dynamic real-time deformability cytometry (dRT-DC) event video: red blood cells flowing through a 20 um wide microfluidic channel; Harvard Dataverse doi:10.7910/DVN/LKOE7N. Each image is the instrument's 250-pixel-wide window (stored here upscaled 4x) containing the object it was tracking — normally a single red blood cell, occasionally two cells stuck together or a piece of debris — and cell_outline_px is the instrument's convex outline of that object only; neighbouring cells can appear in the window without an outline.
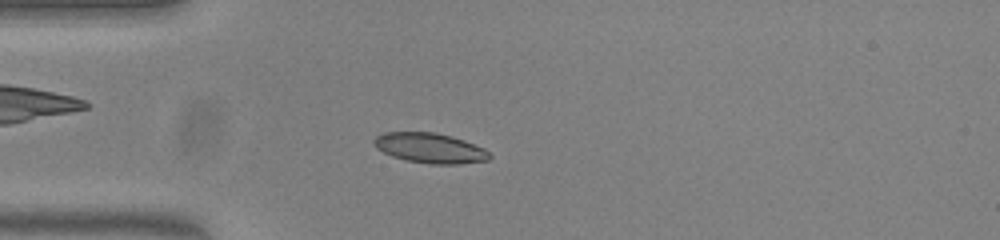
{"species": "common noctule bat (a hibernating species)", "species_latin": "Nyctalus noctula", "temperature_condition": "warm", "stored_images_in_passage": 52, "camera_frame_rate_fps": 3000, "um_per_image_px": 0.085, "animal": {"sex": "female", "body_mass_g": 23.0, "forearm_length_mm": 53.4}, "frame": {"image": 1, "passage_image": 13, "time_ms": 4.0, "image_size_px": [1000, 240], "cell_outline_px": [[492, 156], [488, 160], [456, 164], [432, 164], [404, 160], [392, 156], [376, 148], [372, 144], [372, 140], [376, 136], [384, 132], [432, 132], [452, 136], [464, 140], [484, 148]], "centroid_in_image_um": [36.52, 12.58], "position_along_channel_um": 48.5, "area_um2": 20.29}}
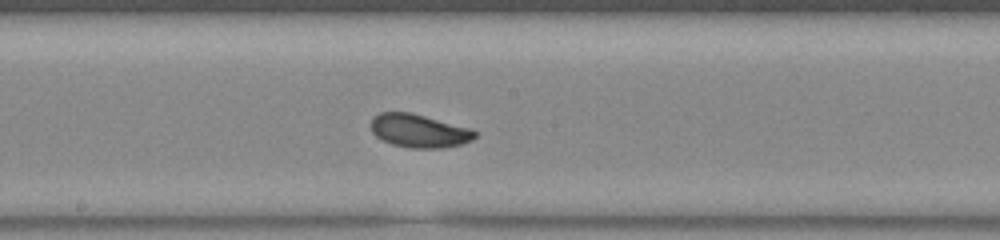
{"frame": {"image": 2, "passage_image": 27, "time_ms": 8.667, "image_size_px": [1000, 240], "cell_outline_px": [[476, 136], [472, 140], [460, 144], [444, 148], [408, 148], [392, 144], [376, 136], [372, 132], [372, 116], [380, 112], [412, 112], [468, 128], [476, 132]], "centroid_in_image_um": [35.59, 11.12], "position_along_channel_um": 212.6, "area_um2": 20.06}}
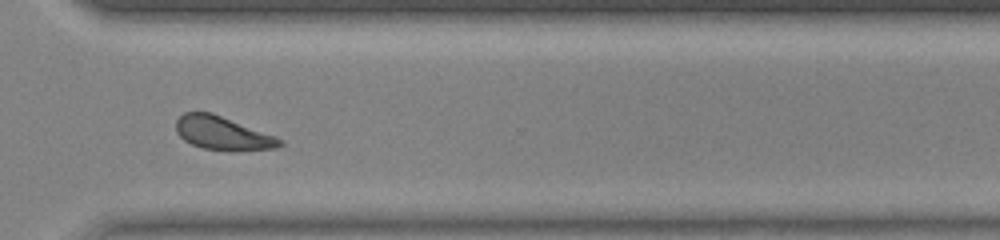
{"frame": {"image": 3, "passage_image": 38, "time_ms": 12.333, "image_size_px": [1000, 240], "cell_outline_px": [[284, 144], [280, 148], [232, 152], [204, 148], [192, 144], [184, 140], [176, 132], [176, 120], [184, 112], [212, 112], [276, 136], [284, 140]], "centroid_in_image_um": [18.98, 11.34], "position_along_channel_um": 351.6, "area_um2": 20.63}, "authors_computed_cell_mechanics": {"area_um2": 19.8832, "velocity_mm_per_s": 3.7998, "shape_relaxation_time_tau1_ms": 1.9163, "shape_relaxation_time_tau2_ms": null, "deformation_change_tau1": 0.0961, "deformation_change_tau2": null}}